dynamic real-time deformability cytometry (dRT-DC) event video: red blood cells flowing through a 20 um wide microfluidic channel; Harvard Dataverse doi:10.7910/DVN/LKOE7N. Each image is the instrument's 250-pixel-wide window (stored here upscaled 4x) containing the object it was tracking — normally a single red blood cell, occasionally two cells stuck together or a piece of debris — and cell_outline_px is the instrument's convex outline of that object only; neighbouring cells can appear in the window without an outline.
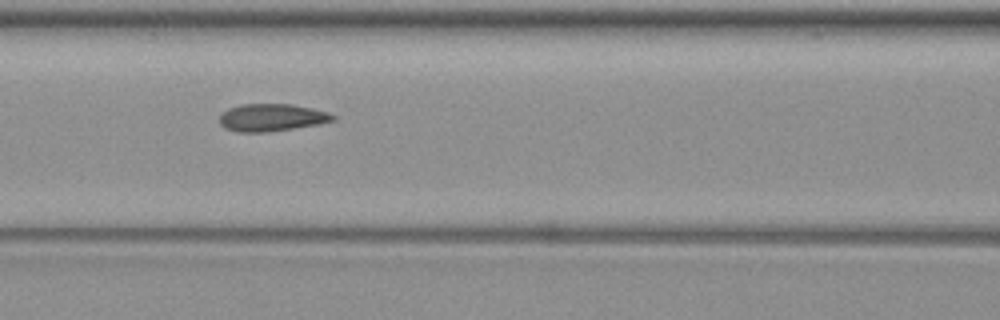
{"species": "common noctule bat (a hibernating species)", "species_latin": "Nyctalus noctula", "temperature_condition": "warm", "stored_images_in_passage": 7, "camera_frame_rate_fps": 3000, "um_per_image_px": 0.085, "animal": {"sex": "female", "body_mass_g": 19.3, "forearm_length_mm": 54.1}, "frame": {"image": 1, "passage_image": 4, "time_ms": 3.333, "image_size_px": [1000, 320], "cell_outline_px": [[336, 120], [320, 124], [264, 132], [240, 132], [224, 128], [220, 124], [220, 112], [228, 108], [240, 104], [292, 104], [312, 108], [328, 112], [336, 116]], "centroid_in_image_um": [23.08, 9.98], "position_along_channel_um": 143.5, "area_um2": 18.21}}
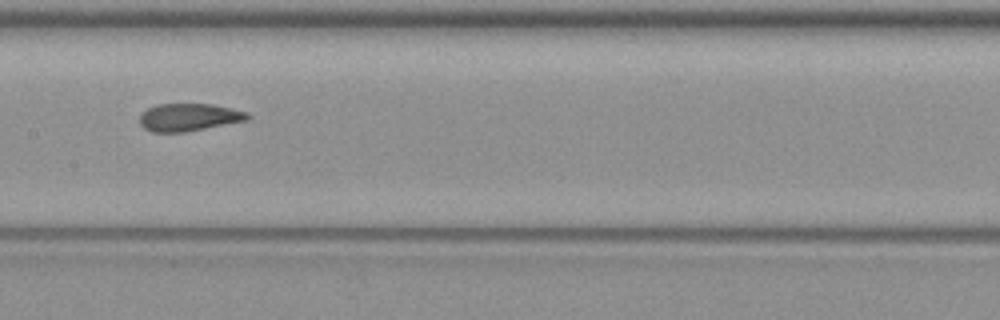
{"frame": {"image": 2, "passage_image": 5, "time_ms": 4.667, "image_size_px": [1000, 320], "cell_outline_px": [[252, 116], [248, 120], [184, 132], [152, 132], [144, 128], [140, 124], [140, 116], [148, 108], [156, 104], [212, 104], [248, 112]], "centroid_in_image_um": [16.07, 9.96], "position_along_channel_um": 191.3, "area_um2": 17.28}}
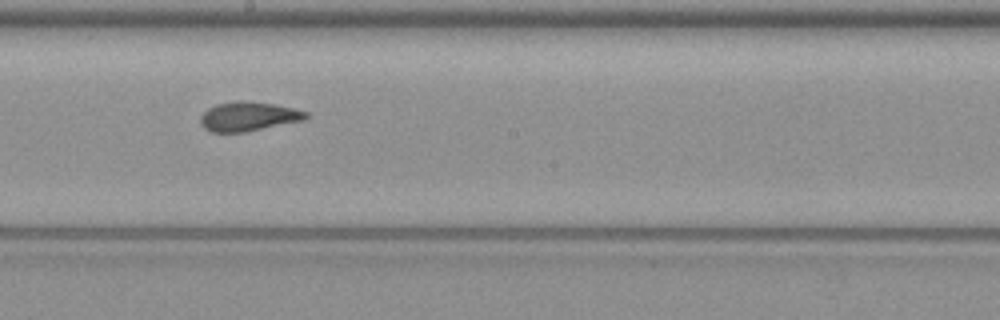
{"frame": {"image": 3, "passage_image": 6, "time_ms": 5.667, "image_size_px": [1000, 320], "cell_outline_px": [[308, 116], [304, 120], [244, 132], [212, 132], [204, 128], [200, 124], [200, 116], [208, 108], [216, 104], [236, 100], [244, 100], [276, 104], [308, 112]], "centroid_in_image_um": [21.09, 9.88], "position_along_channel_um": 227.1, "area_um2": 18.03}}